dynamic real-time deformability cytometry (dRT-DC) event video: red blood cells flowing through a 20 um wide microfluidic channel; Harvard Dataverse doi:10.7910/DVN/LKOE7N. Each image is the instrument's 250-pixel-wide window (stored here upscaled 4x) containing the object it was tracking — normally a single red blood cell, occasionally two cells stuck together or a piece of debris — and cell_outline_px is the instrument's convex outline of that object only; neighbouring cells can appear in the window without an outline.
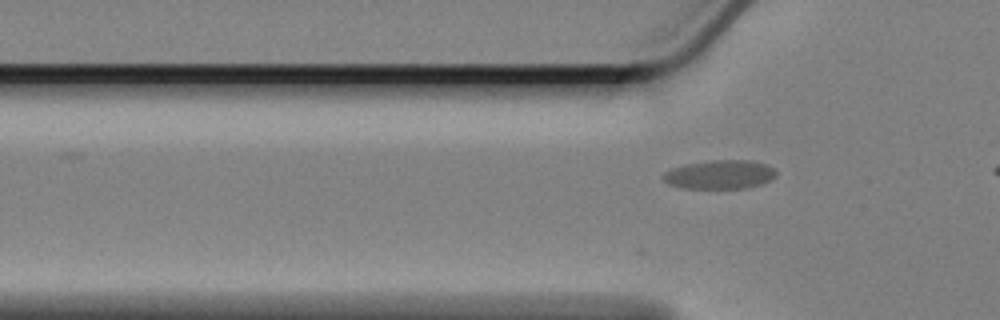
{"species": "Egyptian fruit bat (a non-hibernating species)", "species_latin": "Rousettus aegyptiacus", "temperature_condition": "cold", "stored_images_in_passage": 29, "camera_frame_rate_fps": 3000, "um_per_image_px": 0.085, "animal": {"sex": "female"}, "frame": {"image": 1, "passage_image": 3, "time_ms": 0.667, "image_size_px": [1000, 320], "cell_outline_px": [[776, 176], [772, 180], [760, 184], [744, 188], [684, 188], [668, 184], [660, 176], [664, 172], [672, 168], [684, 164], [712, 160], [752, 160], [768, 164], [776, 172]], "centroid_in_image_um": [61.18, 14.82], "position_along_channel_um": 64.6, "area_um2": 19.13}}
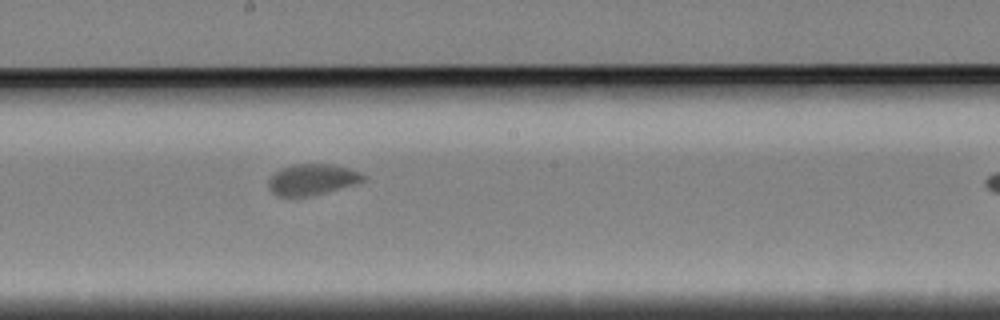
{"frame": {"image": 2, "passage_image": 17, "time_ms": 5.333, "image_size_px": [1000, 320], "cell_outline_px": [[368, 176], [364, 180], [352, 184], [312, 196], [276, 196], [268, 188], [268, 180], [280, 168], [296, 164], [332, 164], [348, 168], [360, 172]], "centroid_in_image_um": [26.51, 15.25], "position_along_channel_um": 221.7, "area_um2": 16.99}}
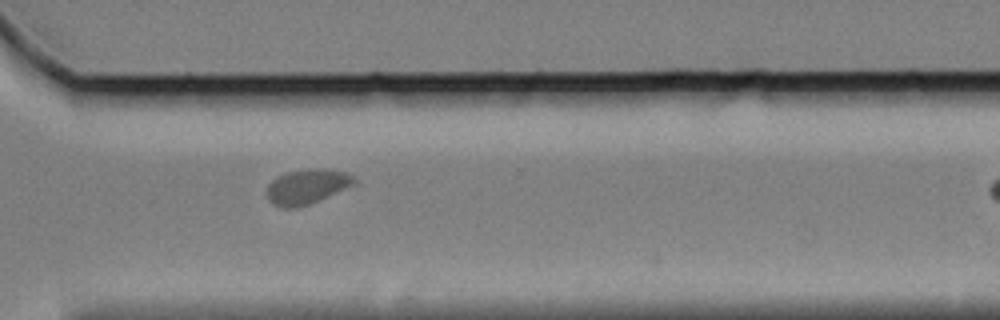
{"frame": {"image": 3, "passage_image": 28, "time_ms": 9.0, "image_size_px": [1000, 320], "cell_outline_px": [[360, 184], [308, 204], [296, 208], [284, 208], [272, 204], [268, 200], [268, 184], [276, 176], [288, 172], [316, 168], [348, 172]], "centroid_in_image_um": [26.14, 15.86], "position_along_channel_um": 344.5, "area_um2": 17.86}}